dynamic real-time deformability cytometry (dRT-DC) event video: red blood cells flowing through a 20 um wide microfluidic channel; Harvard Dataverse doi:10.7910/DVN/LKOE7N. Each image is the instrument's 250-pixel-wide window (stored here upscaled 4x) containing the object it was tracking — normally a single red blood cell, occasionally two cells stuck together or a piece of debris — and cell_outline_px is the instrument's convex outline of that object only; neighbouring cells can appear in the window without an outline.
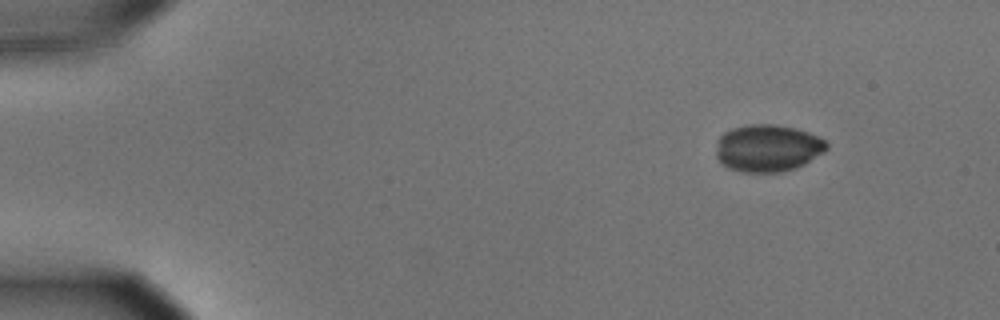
{"species": "common noctule bat (a hibernating species)", "species_latin": "Nyctalus noctula", "temperature_condition": "cold", "stored_images_in_passage": 50, "camera_frame_rate_fps": 3000, "um_per_image_px": 0.085, "animal": {"sex": "male", "body_mass_g": 15.6}, "frame": {"image": 1, "passage_image": 1, "time_ms": 0.0, "image_size_px": [1000, 320], "cell_outline_px": [[828, 148], [824, 152], [804, 164], [796, 168], [780, 172], [740, 172], [728, 168], [720, 164], [716, 156], [716, 140], [724, 132], [732, 128], [748, 124], [772, 124], [796, 128], [808, 132], [824, 140], [828, 144]], "centroid_in_image_um": [65.22, 12.59], "position_along_channel_um": 19.8, "area_um2": 30.69}}
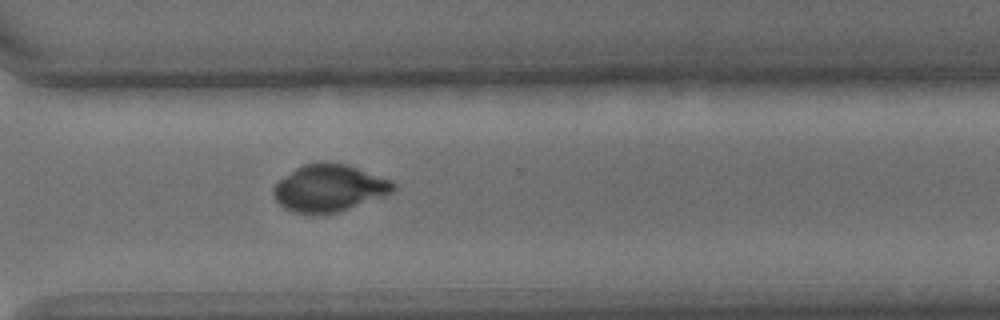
{"frame": {"image": 2, "passage_image": 36, "time_ms": 11.667, "image_size_px": [1000, 320], "cell_outline_px": [[396, 188], [392, 192], [384, 196], [340, 212], [324, 216], [308, 216], [292, 212], [284, 208], [272, 196], [272, 188], [284, 176], [296, 168], [304, 164], [348, 164], [392, 180], [396, 184]], "centroid_in_image_um": [27.97, 16.05], "position_along_channel_um": 342.6, "area_um2": 33.29}}
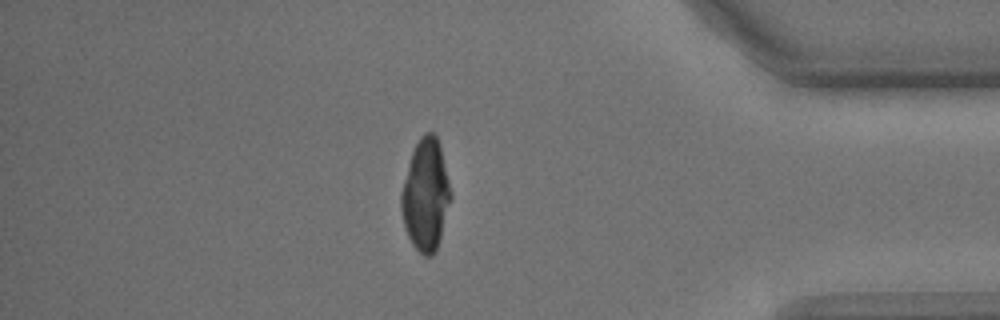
{"frame": {"image": 3, "passage_image": 43, "time_ms": 14.0, "image_size_px": [1000, 320], "cell_outline_px": [[452, 196], [440, 236], [436, 248], [432, 256], [424, 256], [412, 244], [408, 236], [404, 224], [400, 208], [400, 192], [408, 164], [412, 152], [420, 136], [424, 132], [432, 132], [436, 136], [440, 144]], "centroid_in_image_um": [36.16, 16.54], "position_along_channel_um": 399.0, "area_um2": 31.96}}